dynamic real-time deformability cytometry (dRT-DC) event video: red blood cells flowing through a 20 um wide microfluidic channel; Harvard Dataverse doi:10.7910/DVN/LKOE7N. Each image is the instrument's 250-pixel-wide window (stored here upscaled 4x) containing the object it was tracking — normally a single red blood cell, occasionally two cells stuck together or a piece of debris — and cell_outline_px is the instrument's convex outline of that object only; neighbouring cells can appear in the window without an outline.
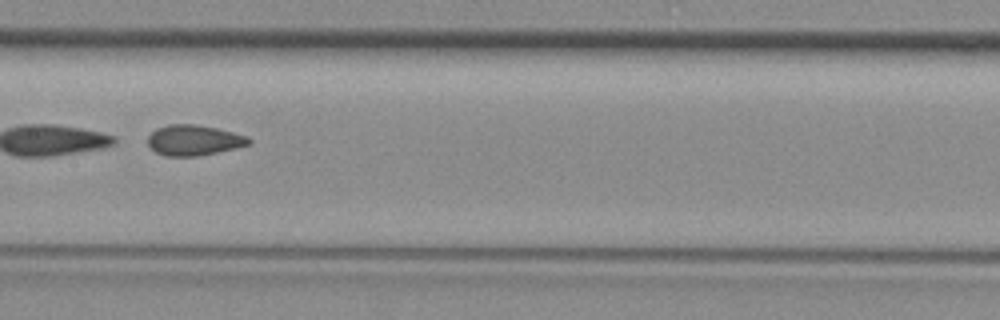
{"species": "common noctule bat (a hibernating species)", "species_latin": "Nyctalus noctula", "temperature_condition": "room temperature", "stored_images_in_passage": 30, "camera_frame_rate_fps": 3000, "um_per_image_px": 0.085, "animal": {"sex": "female", "body_mass_g": 29.2, "forearm_length_mm": 56.3}, "frame": {"image": 1, "passage_image": 9, "time_ms": 2.667, "image_size_px": [1000, 320], "cell_outline_px": [[252, 144], [236, 148], [196, 156], [164, 156], [156, 152], [148, 144], [148, 136], [156, 128], [168, 124], [196, 124], [216, 128], [248, 136], [252, 140]], "centroid_in_image_um": [16.49, 11.91], "position_along_channel_um": 190.9, "area_um2": 17.98}}
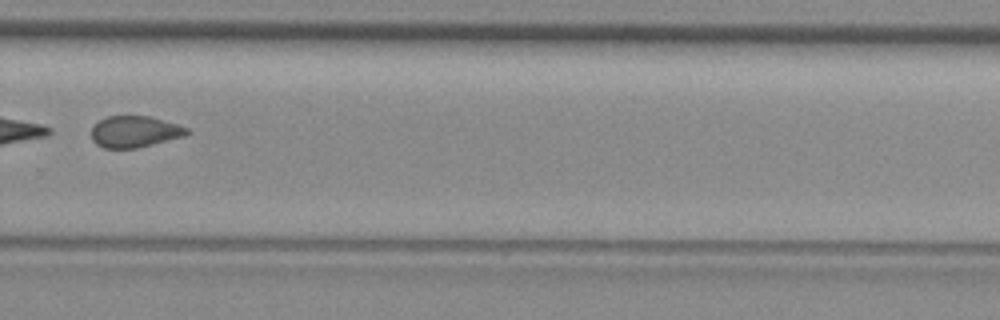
{"frame": {"image": 2, "passage_image": 18, "time_ms": 5.667, "image_size_px": [1000, 320], "cell_outline_px": [[192, 132], [184, 136], [136, 148], [104, 148], [96, 144], [92, 140], [92, 128], [100, 120], [108, 116], [148, 116], [176, 124], [188, 128]], "centroid_in_image_um": [11.45, 11.19], "position_along_channel_um": 318.4, "area_um2": 17.28}}